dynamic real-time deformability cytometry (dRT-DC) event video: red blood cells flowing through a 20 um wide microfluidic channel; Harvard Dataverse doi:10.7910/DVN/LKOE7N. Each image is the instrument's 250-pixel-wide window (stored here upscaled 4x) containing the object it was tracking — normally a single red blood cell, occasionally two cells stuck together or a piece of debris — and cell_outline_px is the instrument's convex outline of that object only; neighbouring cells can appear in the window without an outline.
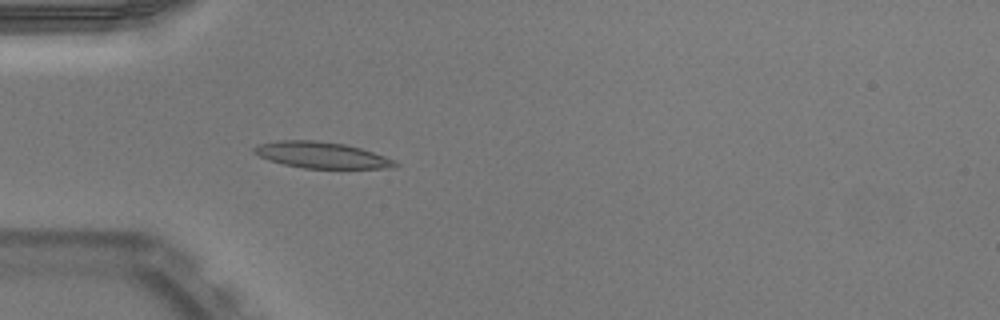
{"species": "Egyptian fruit bat (a non-hibernating species)", "species_latin": "Rousettus aegyptiacus", "temperature_condition": "warm", "stored_images_in_passage": 51, "camera_frame_rate_fps": 3000, "um_per_image_px": 0.085, "animal": {"sex": "male"}, "frame": {"image": 1, "passage_image": 16, "time_ms": 5.0, "image_size_px": [1000, 320], "cell_outline_px": [[400, 164], [392, 168], [304, 168], [284, 164], [268, 160], [252, 152], [252, 148], [260, 144], [280, 140], [316, 140], [344, 144], [360, 148], [396, 160]], "centroid_in_image_um": [27.33, 13.18], "position_along_channel_um": 57.7, "area_um2": 21.44}}
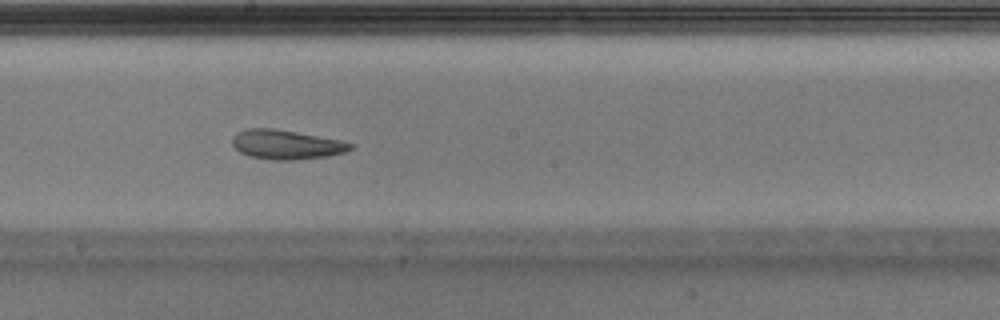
{"frame": {"image": 2, "passage_image": 29, "time_ms": 9.333, "image_size_px": [1000, 320], "cell_outline_px": [[352, 148], [344, 152], [328, 156], [292, 160], [272, 160], [248, 156], [240, 152], [232, 144], [232, 136], [236, 132], [244, 128], [272, 128], [296, 132], [340, 140], [352, 144]], "centroid_in_image_um": [24.27, 12.28], "position_along_channel_um": 223.9, "area_um2": 20.17}}
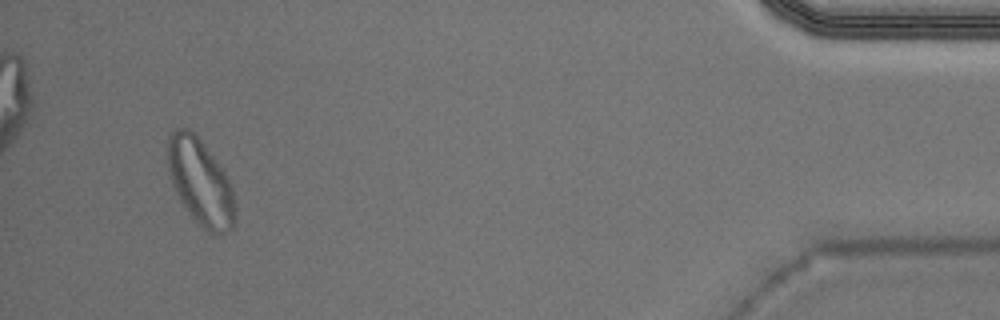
{"frame": {"image": 3, "passage_image": 49, "time_ms": 16.0, "image_size_px": [1000, 320], "cell_outline_px": [[236, 216], [232, 228], [228, 232], [208, 232], [192, 216], [180, 200], [172, 184], [168, 168], [168, 136], [176, 128], [188, 128], [200, 140], [216, 160], [232, 184], [236, 208]], "centroid_in_image_um": [17.05, 15.48], "position_along_channel_um": 418.1, "area_um2": 33.47}, "authors_computed_cell_mechanics": {"area_um2": 20.5768, "velocity_mm_per_s": 3.9411, "shape_relaxation_time_tau1_ms": 8.8436, "shape_relaxation_time_tau2_ms": 5.2926, "deformation_change_tau1": 0.2317, "deformation_change_tau2": 0.1499}}